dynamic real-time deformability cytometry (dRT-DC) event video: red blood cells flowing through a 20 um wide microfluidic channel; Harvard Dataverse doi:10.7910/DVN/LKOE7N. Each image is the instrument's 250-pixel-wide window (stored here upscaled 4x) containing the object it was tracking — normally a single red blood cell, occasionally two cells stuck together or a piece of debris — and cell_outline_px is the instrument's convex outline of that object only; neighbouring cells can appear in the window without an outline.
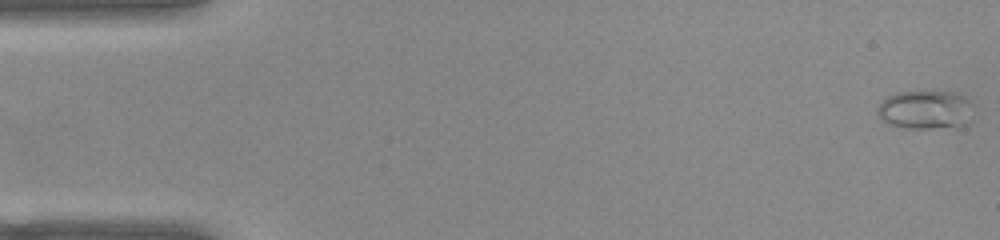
{"species": "common noctule bat (a hibernating species)", "species_latin": "Nyctalus noctula", "temperature_condition": "warm", "stored_images_in_passage": 52, "camera_frame_rate_fps": 3000, "um_per_image_px": 0.085, "animal": {"sex": "female", "body_mass_g": 22.0, "forearm_length_mm": 56.7}, "frame": {"image": 1, "passage_image": 1, "time_ms": 0.0, "image_size_px": [1000, 240], "cell_outline_px": [[972, 104], [956, 128], [904, 128], [888, 124], [880, 120], [876, 112], [876, 108], [880, 100], [896, 92], [932, 88], [952, 92], [964, 96]], "centroid_in_image_um": [78.49, 9.26], "position_along_channel_um": 6.5, "area_um2": 22.02}}
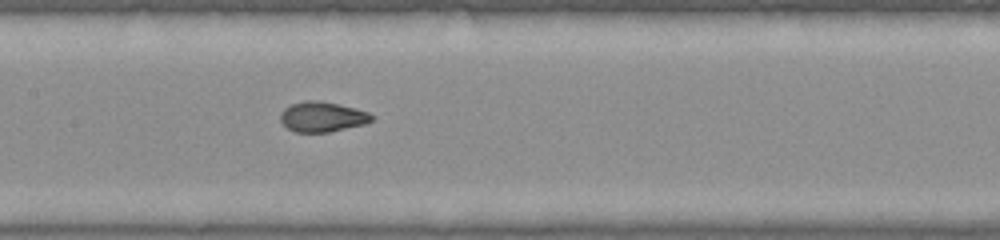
{"frame": {"image": 2, "passage_image": 25, "time_ms": 8.0, "image_size_px": [1000, 240], "cell_outline_px": [[376, 116], [372, 120], [364, 124], [328, 132], [296, 132], [288, 128], [280, 120], [280, 112], [284, 108], [292, 104], [304, 100], [316, 100], [336, 104], [368, 112]], "centroid_in_image_um": [27.37, 9.93], "position_along_channel_um": 180.0, "area_um2": 15.84}}
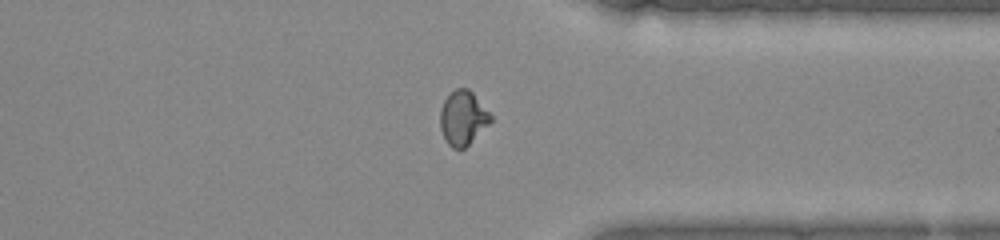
{"frame": {"image": 3, "passage_image": 40, "time_ms": 13.0, "image_size_px": [1000, 240], "cell_outline_px": [[492, 120], [464, 148], [452, 148], [444, 140], [440, 128], [440, 112], [444, 100], [456, 88], [468, 88], [472, 92], [492, 116]], "centroid_in_image_um": [39.32, 10.03], "position_along_channel_um": 372.1, "area_um2": 15.66}, "authors_computed_cell_mechanics": {"area_um2": 16.3863, "velocity_mm_per_s": 3.9155, "shape_relaxation_time_tau1_ms": null, "shape_relaxation_time_tau2_ms": 0.6533, "deformation_change_tau1": null, "deformation_change_tau2": 0.0551}}